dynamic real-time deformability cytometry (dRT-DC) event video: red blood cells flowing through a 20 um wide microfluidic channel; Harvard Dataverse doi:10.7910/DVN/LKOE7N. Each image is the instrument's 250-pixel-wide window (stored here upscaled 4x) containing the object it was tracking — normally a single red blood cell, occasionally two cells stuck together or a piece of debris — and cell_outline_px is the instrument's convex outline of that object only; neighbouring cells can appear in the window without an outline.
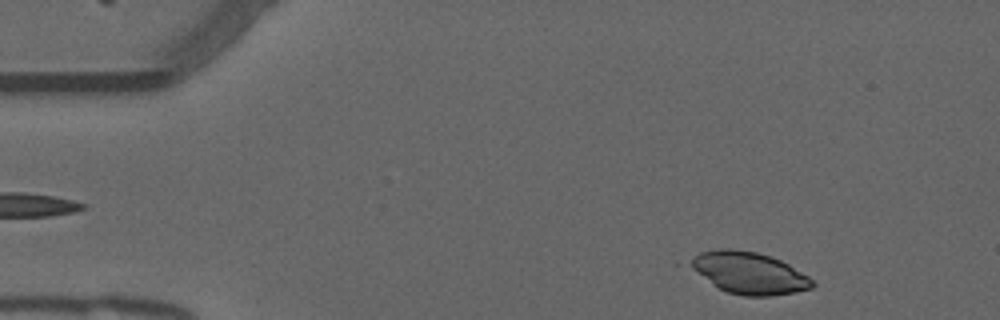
{"species": "common noctule bat (a hibernating species)", "species_latin": "Nyctalus noctula", "temperature_condition": "warm", "stored_images_in_passage": 47, "camera_frame_rate_fps": 3000, "um_per_image_px": 0.085, "animal": {"sex": "male", "forearm_length_mm": 52.5}, "frame": {"image": 1, "passage_image": 2, "time_ms": 0.333, "image_size_px": [1000, 320], "cell_outline_px": [[816, 284], [812, 288], [796, 292], [772, 296], [744, 296], [728, 292], [720, 288], [684, 264], [692, 256], [700, 252], [720, 248], [732, 248], [756, 252], [780, 260], [788, 264], [808, 276]], "centroid_in_image_um": [63.64, 23.19], "position_along_channel_um": 21.4, "area_um2": 29.77}}